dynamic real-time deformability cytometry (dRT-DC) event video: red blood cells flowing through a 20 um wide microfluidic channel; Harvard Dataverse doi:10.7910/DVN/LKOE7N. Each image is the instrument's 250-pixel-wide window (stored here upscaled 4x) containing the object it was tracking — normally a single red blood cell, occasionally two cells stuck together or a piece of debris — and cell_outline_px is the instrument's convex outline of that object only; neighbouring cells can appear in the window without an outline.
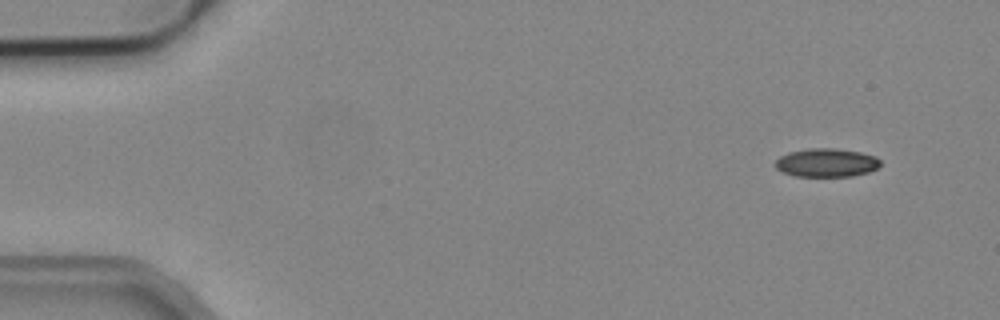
{"species": "common noctule bat (a hibernating species)", "species_latin": "Nyctalus noctula", "temperature_condition": "cold", "stored_images_in_passage": 4, "camera_frame_rate_fps": 3000, "um_per_image_px": 0.085, "animal": {"sex": "male", "body_mass_g": 19.2, "forearm_length_mm": 51.8}, "frame": {"image": 1, "passage_image": 1, "time_ms": 0.0, "image_size_px": [1000, 320], "cell_outline_px": [[880, 168], [868, 172], [852, 176], [796, 176], [784, 172], [776, 168], [772, 164], [780, 156], [788, 152], [808, 148], [836, 148], [860, 152], [876, 156], [880, 160]], "centroid_in_image_um": [70.25, 13.82], "position_along_channel_um": 14.7, "area_um2": 17.63}}
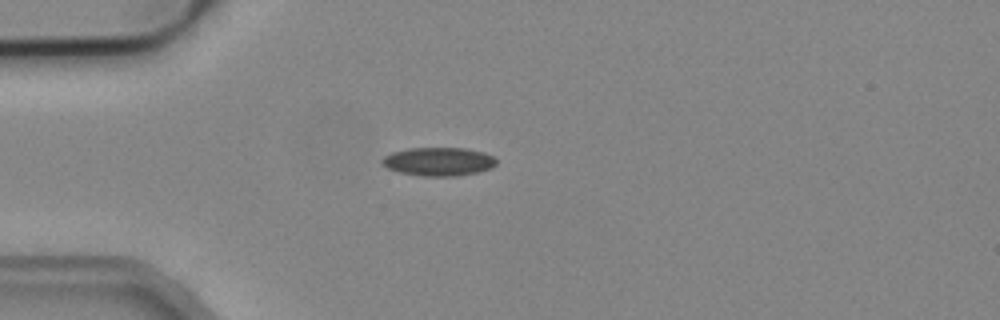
{"frame": {"image": 2, "passage_image": 4, "time_ms": 1.0, "image_size_px": [1000, 320], "cell_outline_px": [[496, 164], [492, 168], [476, 172], [456, 176], [424, 176], [396, 172], [380, 164], [380, 160], [384, 156], [392, 152], [408, 148], [468, 148], [484, 152], [492, 156], [496, 160]], "centroid_in_image_um": [37.24, 13.73], "position_along_channel_um": 47.8, "area_um2": 19.13}}